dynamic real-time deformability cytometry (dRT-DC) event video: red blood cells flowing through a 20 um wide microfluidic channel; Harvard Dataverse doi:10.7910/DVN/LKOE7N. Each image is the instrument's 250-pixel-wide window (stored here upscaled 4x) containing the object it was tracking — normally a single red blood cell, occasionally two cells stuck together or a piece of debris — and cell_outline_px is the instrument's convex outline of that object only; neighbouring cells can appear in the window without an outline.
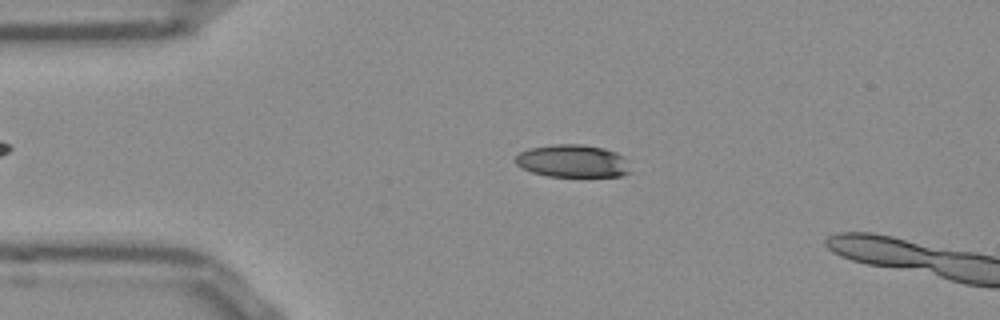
{"species": "Egyptian fruit bat (a non-hibernating species)", "species_latin": "Rousettus aegyptiacus", "temperature_condition": "room temperature", "stored_images_in_passage": 7, "camera_frame_rate_fps": 3000, "um_per_image_px": 0.085, "frame": {"image": 1, "passage_image": 4, "time_ms": 1.0, "image_size_px": [1000, 320], "cell_outline_px": [[632, 172], [620, 176], [548, 176], [532, 172], [516, 164], [516, 156], [520, 152], [528, 148], [556, 144], [584, 144], [604, 148], [616, 152], [624, 156]], "centroid_in_image_um": [48.71, 13.68], "position_along_channel_um": 36.3, "area_um2": 21.91}}